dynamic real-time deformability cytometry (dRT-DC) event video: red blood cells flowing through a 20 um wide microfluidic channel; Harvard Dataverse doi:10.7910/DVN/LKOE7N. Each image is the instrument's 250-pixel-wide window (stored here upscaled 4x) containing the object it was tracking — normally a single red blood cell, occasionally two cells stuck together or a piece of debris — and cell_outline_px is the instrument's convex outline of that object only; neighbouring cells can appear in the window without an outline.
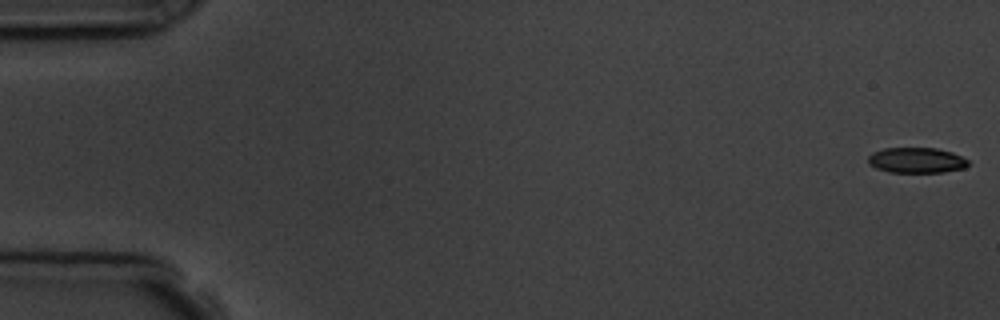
{"species": "common noctule bat (a hibernating species)", "species_latin": "Nyctalus noctula", "temperature_condition": "room temperature", "stored_images_in_passage": 5, "segment_of_instrument_passage": [1, 2], "camera_frame_rate_fps": 3000, "um_per_image_px": 0.085, "animal": {"sex": "male", "body_mass_g": 19.5, "forearm_length_mm": 54.6}, "frame": {"image": 1, "passage_image": 1, "time_ms": 0.0, "image_size_px": [1000, 320], "cell_outline_px": [[968, 164], [964, 168], [944, 172], [888, 172], [876, 168], [868, 164], [868, 156], [872, 152], [884, 148], [936, 148], [952, 152], [968, 160]], "centroid_in_image_um": [77.87, 13.62], "position_along_channel_um": 7.1, "area_um2": 14.85}}
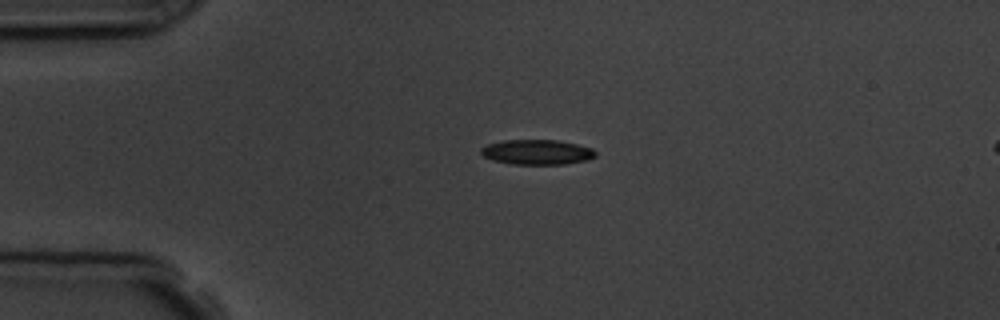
{"frame": {"image": 2, "passage_image": 4, "time_ms": 4.0, "image_size_px": [1000, 320], "cell_outline_px": [[596, 156], [588, 160], [564, 164], [512, 164], [492, 160], [484, 156], [480, 152], [480, 148], [488, 144], [504, 140], [556, 140], [576, 144], [592, 148], [596, 152]], "centroid_in_image_um": [45.64, 12.93], "position_along_channel_um": 39.4, "area_um2": 16.65}}